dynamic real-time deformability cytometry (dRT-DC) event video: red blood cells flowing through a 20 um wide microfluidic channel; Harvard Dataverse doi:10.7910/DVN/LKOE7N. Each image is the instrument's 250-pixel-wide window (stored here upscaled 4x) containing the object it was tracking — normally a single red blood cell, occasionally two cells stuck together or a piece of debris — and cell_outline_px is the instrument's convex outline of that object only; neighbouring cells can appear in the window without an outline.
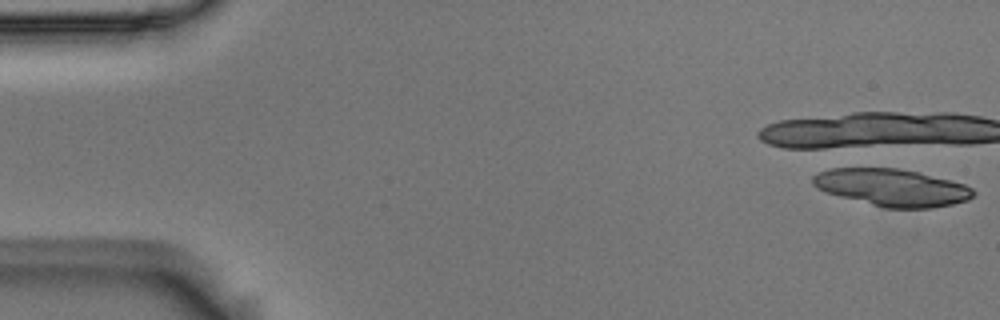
{"species": "Egyptian fruit bat (a non-hibernating species)", "species_latin": "Rousettus aegyptiacus", "temperature_condition": "room temperature", "stored_images_in_passage": 1, "camera_frame_rate_fps": 3000, "um_per_image_px": 0.085, "animal": {"sex": "male"}, "frame": {"image": 1, "passage_image": 1, "time_ms": 0.0, "image_size_px": [1000, 320], "cell_outline_px": [[976, 192], [968, 200], [952, 204], [932, 208], [884, 208], [840, 196], [828, 192], [812, 184], [812, 176], [820, 172], [832, 168], [896, 168], [916, 172], [964, 184], [972, 188]], "centroid_in_image_um": [75.83, 15.94], "position_along_channel_um": 9.2, "area_um2": 34.33}}